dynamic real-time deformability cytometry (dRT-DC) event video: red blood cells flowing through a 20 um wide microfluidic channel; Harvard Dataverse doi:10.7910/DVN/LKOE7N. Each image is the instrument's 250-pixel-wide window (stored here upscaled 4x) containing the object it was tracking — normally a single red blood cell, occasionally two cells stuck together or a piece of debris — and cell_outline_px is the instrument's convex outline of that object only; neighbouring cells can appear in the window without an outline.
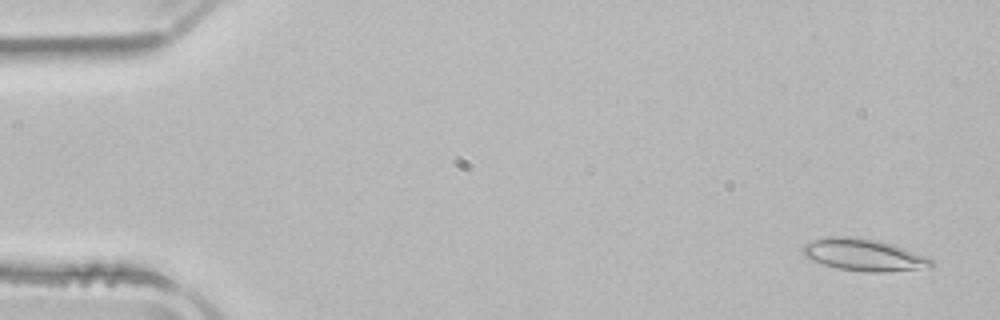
{"species": "common noctule bat (a hibernating species)", "species_latin": "Nyctalus noctula", "temperature_condition": "room temperature", "stored_images_in_passage": 52, "camera_frame_rate_fps": 3000, "um_per_image_px": 0.085, "animal": {"sex": "male", "body_mass_g": 21.5, "forearm_length_mm": 52.0}, "frame": {"image": 1, "passage_image": 3, "time_ms": 0.667, "image_size_px": [1000, 320], "cell_outline_px": [[936, 264], [932, 268], [884, 272], [864, 272], [836, 268], [812, 260], [804, 256], [800, 252], [800, 248], [804, 244], [828, 236], [848, 236], [876, 240], [892, 244], [928, 256]], "centroid_in_image_um": [73.45, 21.68], "position_along_channel_um": 11.5, "area_um2": 24.28}}
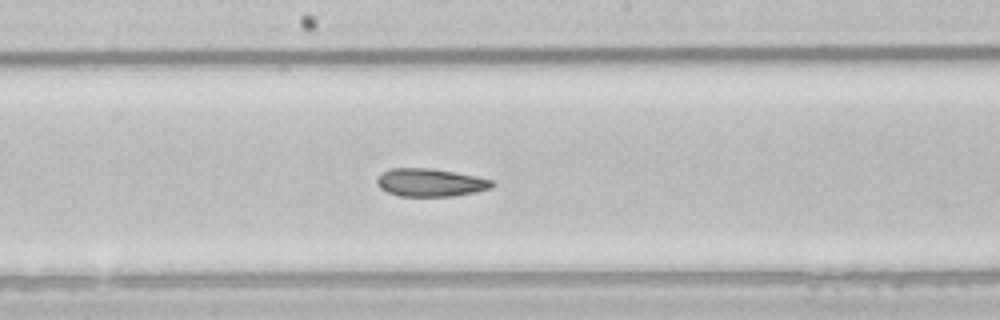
{"frame": {"image": 2, "passage_image": 28, "time_ms": 9.0, "image_size_px": [1000, 320], "cell_outline_px": [[496, 184], [492, 188], [476, 192], [456, 196], [400, 196], [388, 192], [380, 188], [376, 184], [376, 180], [384, 172], [392, 168], [428, 168], [476, 176], [492, 180]], "centroid_in_image_um": [36.61, 15.53], "position_along_channel_um": 211.6, "area_um2": 18.67}}
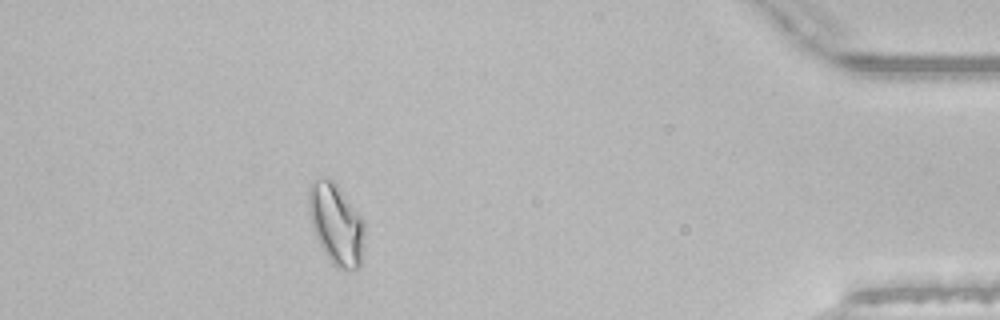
{"frame": {"image": 3, "passage_image": 47, "time_ms": 15.333, "image_size_px": [1000, 320], "cell_outline_px": [[364, 232], [360, 264], [356, 268], [336, 268], [324, 252], [316, 236], [308, 212], [308, 188], [312, 180], [328, 176], [336, 184], [364, 220]], "centroid_in_image_um": [28.54, 18.99], "position_along_channel_um": 406.7, "area_um2": 26.01}, "authors_computed_cell_mechanics": {"area_um2": 21.5594, "velocity_mm_per_s": 3.9153, "shape_relaxation_time_tau1_ms": 9.8654, "shape_relaxation_time_tau2_ms": 2.8157, "deformation_change_tau1": 0.198, "deformation_change_tau2": 0.0809}}